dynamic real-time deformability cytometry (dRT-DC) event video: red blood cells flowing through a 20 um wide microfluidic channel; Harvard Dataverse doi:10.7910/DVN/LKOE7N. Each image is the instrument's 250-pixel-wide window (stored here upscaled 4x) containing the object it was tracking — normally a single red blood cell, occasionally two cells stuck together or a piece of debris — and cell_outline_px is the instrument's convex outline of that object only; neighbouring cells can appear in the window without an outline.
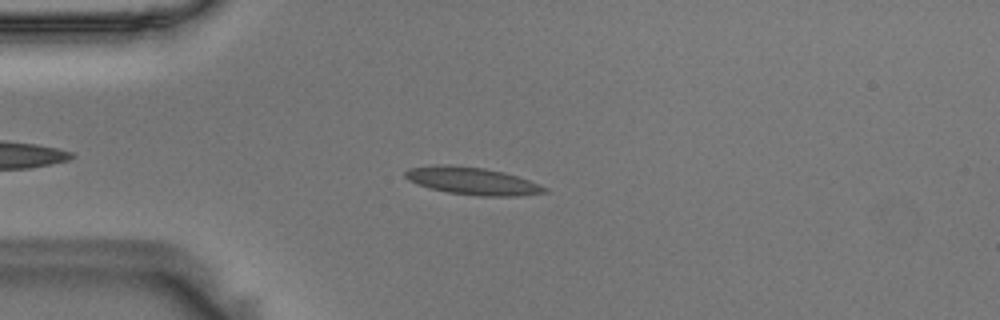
{"species": "Egyptian fruit bat (a non-hibernating species)", "species_latin": "Rousettus aegyptiacus", "temperature_condition": "room temperature", "stored_images_in_passage": 52, "camera_frame_rate_fps": 3000, "um_per_image_px": 0.085, "animal": {"sex": "male"}, "frame": {"image": 1, "passage_image": 10, "time_ms": 3.0, "image_size_px": [1000, 320], "cell_outline_px": [[548, 192], [516, 196], [480, 196], [448, 192], [428, 188], [416, 184], [408, 180], [404, 176], [404, 172], [408, 168], [440, 164], [448, 164], [484, 168], [504, 172], [528, 180], [548, 188]], "centroid_in_image_um": [40.1, 15.38], "position_along_channel_um": 44.9, "area_um2": 22.31}}
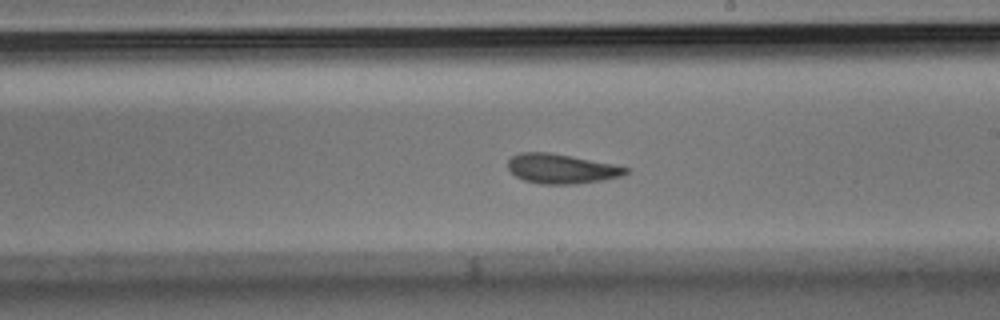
{"frame": {"image": 2, "passage_image": 28, "time_ms": 9.0, "image_size_px": [1000, 320], "cell_outline_px": [[628, 172], [620, 176], [600, 180], [576, 184], [540, 184], [524, 180], [516, 176], [508, 168], [508, 160], [512, 156], [520, 152], [552, 152], [612, 164], [628, 168]], "centroid_in_image_um": [47.67, 14.33], "position_along_channel_um": 241.3, "area_um2": 20.17}}
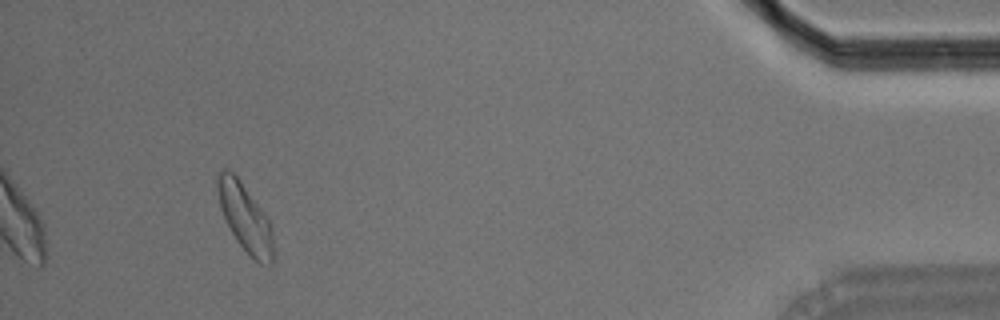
{"frame": {"image": 3, "passage_image": 48, "time_ms": 15.667, "image_size_px": [1000, 320], "cell_outline_px": [[272, 264], [260, 264], [236, 240], [220, 208], [216, 184], [216, 172], [224, 168], [228, 168], [240, 180], [268, 220], [272, 228]], "centroid_in_image_um": [20.79, 18.44], "position_along_channel_um": 414.4, "area_um2": 21.44}, "authors_computed_cell_mechanics": {"area_um2": 20.6346, "velocity_mm_per_s": 3.5677, "shape_relaxation_time_tau1_ms": 6.7267, "shape_relaxation_time_tau2_ms": 1.7899, "deformation_change_tau1": 0.168, "deformation_change_tau2": 0.0918}}